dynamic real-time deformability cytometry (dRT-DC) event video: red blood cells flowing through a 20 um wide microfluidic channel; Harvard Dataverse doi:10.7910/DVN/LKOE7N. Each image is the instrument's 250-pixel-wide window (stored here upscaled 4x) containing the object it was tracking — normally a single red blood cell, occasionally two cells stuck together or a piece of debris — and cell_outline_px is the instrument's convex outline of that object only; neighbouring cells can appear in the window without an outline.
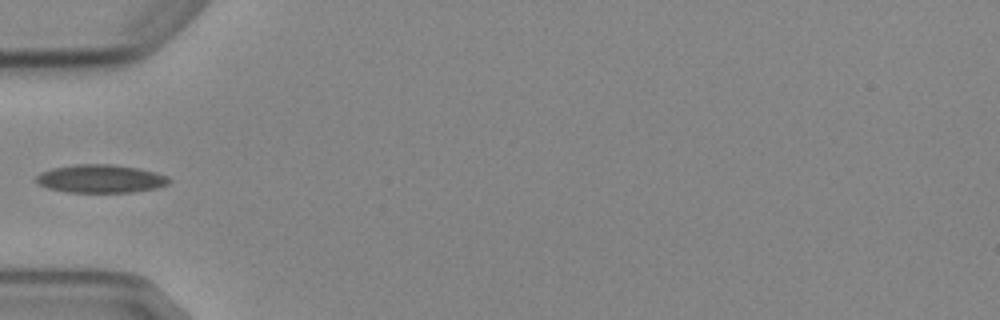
{"species": "Egyptian fruit bat (a non-hibernating species)", "species_latin": "Rousettus aegyptiacus", "temperature_condition": "cold", "stored_images_in_passage": 5, "camera_frame_rate_fps": 3000, "um_per_image_px": 0.085, "animal": {"sex": "female"}, "frame": {"image": 1, "passage_image": 5, "time_ms": 4.333, "image_size_px": [1000, 320], "cell_outline_px": [[172, 180], [168, 184], [156, 188], [132, 192], [68, 192], [48, 188], [40, 184], [36, 180], [36, 176], [40, 172], [52, 168], [76, 164], [112, 164], [140, 168], [156, 172], [168, 176]], "centroid_in_image_um": [8.59, 15.18], "position_along_channel_um": 76.4, "area_um2": 21.91}}